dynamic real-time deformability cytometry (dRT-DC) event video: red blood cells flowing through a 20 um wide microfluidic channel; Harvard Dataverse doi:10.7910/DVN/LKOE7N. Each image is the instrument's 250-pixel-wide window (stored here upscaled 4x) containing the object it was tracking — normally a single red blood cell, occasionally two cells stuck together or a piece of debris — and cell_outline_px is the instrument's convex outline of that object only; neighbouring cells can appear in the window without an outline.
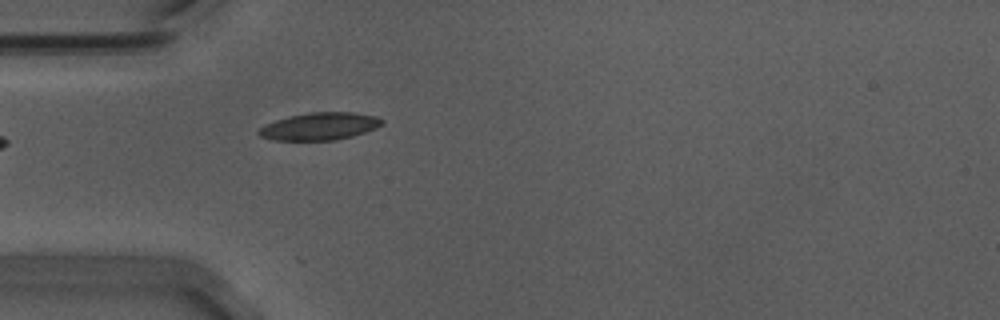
{"species": "Egyptian fruit bat (a non-hibernating species)", "species_latin": "Rousettus aegyptiacus", "temperature_condition": "warm", "stored_images_in_passage": 24, "camera_frame_rate_fps": 3000, "um_per_image_px": 0.085, "animal": {"sex": "male"}, "frame": {"image": 1, "passage_image": 1, "time_ms": 0.0, "image_size_px": [1000, 320], "cell_outline_px": [[384, 124], [376, 128], [352, 136], [332, 140], [276, 140], [260, 136], [256, 132], [264, 124], [288, 116], [312, 112], [352, 112], [376, 116], [384, 120]], "centroid_in_image_um": [27.17, 10.73], "position_along_channel_um": 57.8, "area_um2": 19.65}}
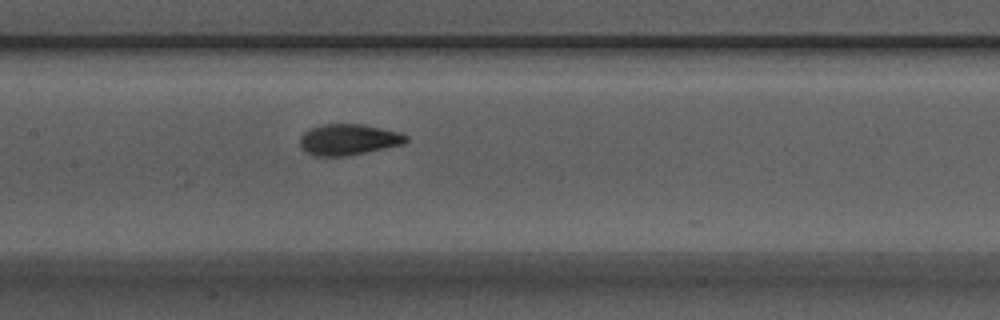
{"frame": {"image": 2, "passage_image": 11, "time_ms": 3.333, "image_size_px": [1000, 320], "cell_outline_px": [[408, 140], [404, 144], [344, 156], [316, 156], [300, 148], [300, 136], [304, 132], [320, 124], [364, 124], [400, 132], [408, 136]], "centroid_in_image_um": [29.62, 11.85], "position_along_channel_um": 177.8, "area_um2": 19.13}}
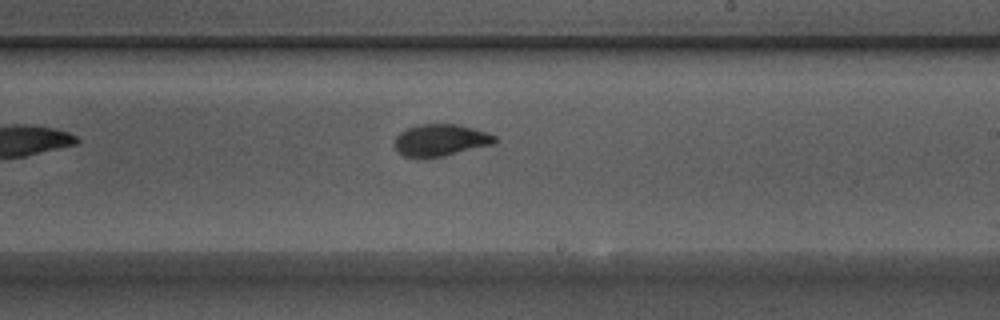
{"frame": {"image": 3, "passage_image": 17, "time_ms": 5.333, "image_size_px": [1000, 320], "cell_outline_px": [[496, 140], [492, 144], [444, 156], [404, 156], [396, 148], [396, 136], [400, 132], [416, 124], [460, 124], [488, 132], [496, 136]], "centroid_in_image_um": [37.48, 11.88], "position_along_channel_um": 251.5, "area_um2": 18.26}}